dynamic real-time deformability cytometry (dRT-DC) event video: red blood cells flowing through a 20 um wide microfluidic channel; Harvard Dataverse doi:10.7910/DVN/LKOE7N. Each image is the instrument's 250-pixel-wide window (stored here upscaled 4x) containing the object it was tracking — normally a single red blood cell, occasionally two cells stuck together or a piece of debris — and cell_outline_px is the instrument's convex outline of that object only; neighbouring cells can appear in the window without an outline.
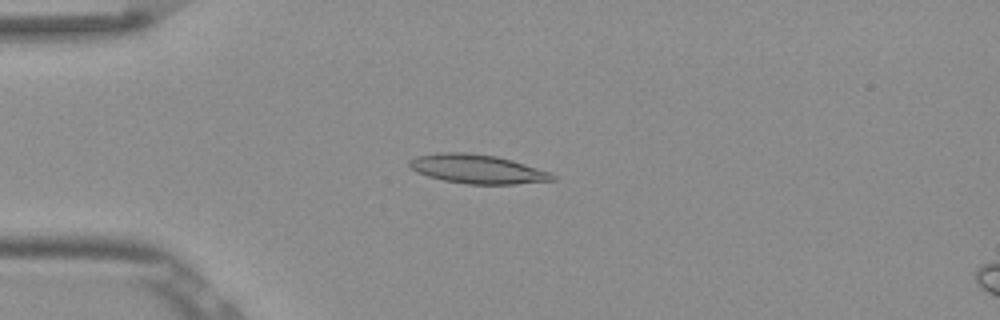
{"species": "Egyptian fruit bat (a non-hibernating species)", "species_latin": "Rousettus aegyptiacus", "temperature_condition": "room temperature", "stored_images_in_passage": 52, "camera_frame_rate_fps": 3000, "um_per_image_px": 0.085, "frame": {"image": 1, "passage_image": 13, "time_ms": 4.0, "image_size_px": [1000, 320], "cell_outline_px": [[556, 180], [516, 184], [468, 184], [444, 180], [428, 176], [416, 172], [408, 164], [408, 160], [416, 156], [436, 152], [464, 152], [496, 156], [512, 160], [548, 172], [556, 176]], "centroid_in_image_um": [40.53, 14.36], "position_along_channel_um": 44.5, "area_um2": 24.1}}
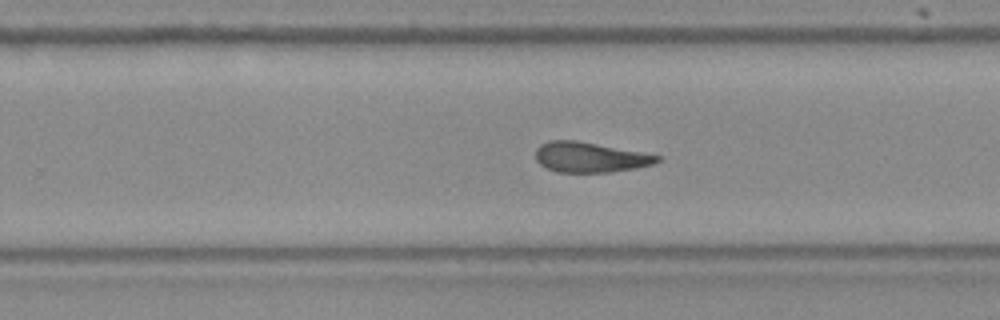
{"frame": {"image": 2, "passage_image": 33, "time_ms": 10.667, "image_size_px": [1000, 320], "cell_outline_px": [[660, 160], [652, 164], [636, 168], [608, 172], [556, 172], [540, 164], [536, 160], [536, 148], [540, 144], [548, 140], [576, 140], [640, 152], [660, 156]], "centroid_in_image_um": [50.1, 13.36], "position_along_channel_um": 279.7, "area_um2": 21.15}}
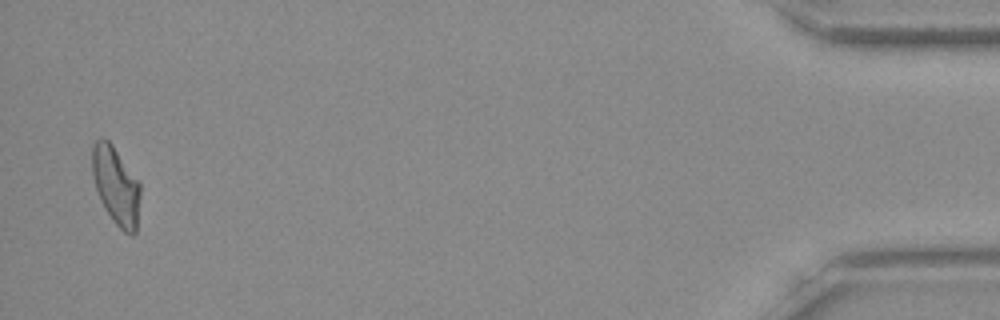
{"frame": {"image": 3, "passage_image": 51, "time_ms": 16.667, "image_size_px": [1000, 320], "cell_outline_px": [[140, 196], [136, 232], [132, 236], [124, 232], [112, 220], [104, 208], [100, 200], [92, 176], [92, 144], [96, 140], [104, 136], [112, 144], [140, 180]], "centroid_in_image_um": [9.86, 15.76], "position_along_channel_um": 425.3, "area_um2": 22.25}, "authors_computed_cell_mechanics": {"area_um2": 22.253, "velocity_mm_per_s": 3.8525, "shape_relaxation_time_tau1_ms": null, "shape_relaxation_time_tau2_ms": 3.0164, "deformation_change_tau1": null, "deformation_change_tau2": 0.1232}}